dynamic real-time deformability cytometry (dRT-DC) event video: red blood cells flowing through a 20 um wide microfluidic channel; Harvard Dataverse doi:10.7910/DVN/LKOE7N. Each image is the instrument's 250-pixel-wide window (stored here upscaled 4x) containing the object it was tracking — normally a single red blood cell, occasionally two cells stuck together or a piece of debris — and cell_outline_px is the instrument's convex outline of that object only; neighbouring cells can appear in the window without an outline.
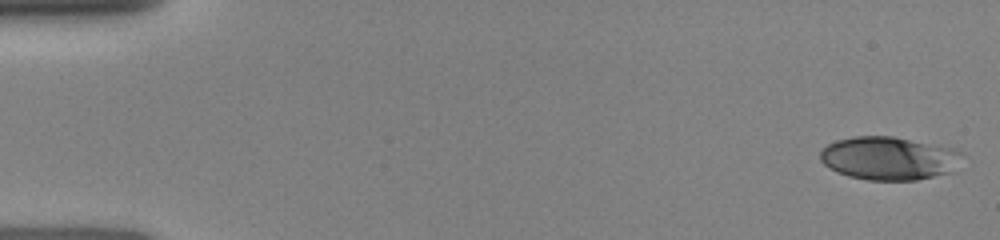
{"species": "human", "species_latin": "Homo sapiens", "temperature_condition": "room temperature", "stored_images_in_passage": 29, "camera_frame_rate_fps": 3000, "um_per_image_px": 0.085, "donor": {"sex": "female"}, "frame": {"image": 1, "passage_image": 1, "time_ms": 0.0, "image_size_px": [1000, 240], "cell_outline_px": [[964, 152], [956, 172], [916, 180], [868, 180], [848, 176], [836, 172], [824, 164], [820, 160], [820, 152], [828, 144], [836, 140], [852, 136], [892, 136], [960, 148]], "centroid_in_image_um": [75.65, 13.45], "position_along_channel_um": 9.3, "area_um2": 36.59}}
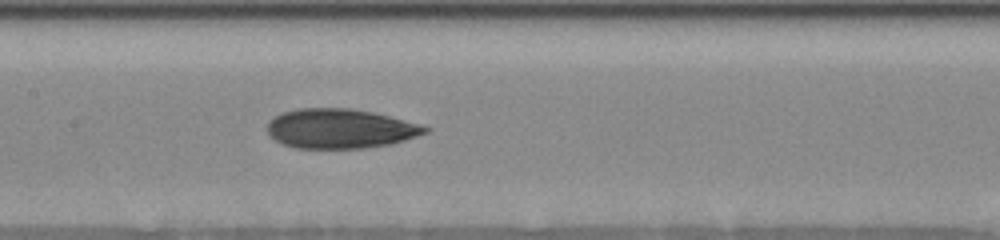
{"frame": {"image": 2, "passage_image": 17, "time_ms": 7.333, "image_size_px": [1000, 240], "cell_outline_px": [[432, 128], [428, 132], [392, 144], [364, 148], [296, 148], [284, 144], [268, 136], [268, 120], [280, 112], [296, 108], [348, 108], [372, 112], [420, 124]], "centroid_in_image_um": [28.88, 10.93], "position_along_channel_um": 178.5, "area_um2": 36.47}}
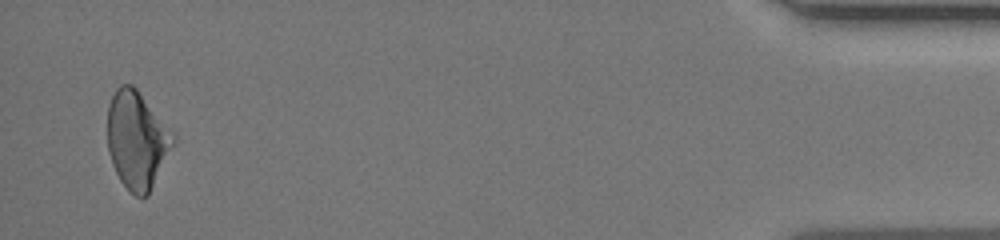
{"frame": {"image": 3, "passage_image": 29, "time_ms": 15.0, "image_size_px": [1000, 240], "cell_outline_px": [[176, 140], [148, 196], [136, 196], [120, 180], [112, 164], [108, 152], [108, 104], [116, 88], [120, 84], [132, 84], [136, 88], [176, 136]], "centroid_in_image_um": [11.64, 11.88], "position_along_channel_um": 423.6, "area_um2": 37.05}}